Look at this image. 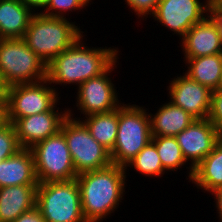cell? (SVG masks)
I'll list each match as a JSON object with an SVG mask.
<instances>
[{
	"label": "cell",
	"instance_id": "13",
	"mask_svg": "<svg viewBox=\"0 0 222 222\" xmlns=\"http://www.w3.org/2000/svg\"><path fill=\"white\" fill-rule=\"evenodd\" d=\"M55 105L50 111L19 119H7L15 128L18 142L22 148L30 149L61 130L68 115V108L60 110Z\"/></svg>",
	"mask_w": 222,
	"mask_h": 222
},
{
	"label": "cell",
	"instance_id": "11",
	"mask_svg": "<svg viewBox=\"0 0 222 222\" xmlns=\"http://www.w3.org/2000/svg\"><path fill=\"white\" fill-rule=\"evenodd\" d=\"M212 4L213 0L203 3L200 0H160L151 17L181 39L193 25L208 16Z\"/></svg>",
	"mask_w": 222,
	"mask_h": 222
},
{
	"label": "cell",
	"instance_id": "16",
	"mask_svg": "<svg viewBox=\"0 0 222 222\" xmlns=\"http://www.w3.org/2000/svg\"><path fill=\"white\" fill-rule=\"evenodd\" d=\"M14 185H38L31 149L22 148L0 161V188Z\"/></svg>",
	"mask_w": 222,
	"mask_h": 222
},
{
	"label": "cell",
	"instance_id": "15",
	"mask_svg": "<svg viewBox=\"0 0 222 222\" xmlns=\"http://www.w3.org/2000/svg\"><path fill=\"white\" fill-rule=\"evenodd\" d=\"M180 40L184 60L222 53L217 26L209 16L193 25Z\"/></svg>",
	"mask_w": 222,
	"mask_h": 222
},
{
	"label": "cell",
	"instance_id": "8",
	"mask_svg": "<svg viewBox=\"0 0 222 222\" xmlns=\"http://www.w3.org/2000/svg\"><path fill=\"white\" fill-rule=\"evenodd\" d=\"M30 149L38 183L76 179L71 154L61 130Z\"/></svg>",
	"mask_w": 222,
	"mask_h": 222
},
{
	"label": "cell",
	"instance_id": "21",
	"mask_svg": "<svg viewBox=\"0 0 222 222\" xmlns=\"http://www.w3.org/2000/svg\"><path fill=\"white\" fill-rule=\"evenodd\" d=\"M187 63L186 74L211 91L216 90L220 84L222 73V53L203 57L189 58L184 60Z\"/></svg>",
	"mask_w": 222,
	"mask_h": 222
},
{
	"label": "cell",
	"instance_id": "18",
	"mask_svg": "<svg viewBox=\"0 0 222 222\" xmlns=\"http://www.w3.org/2000/svg\"><path fill=\"white\" fill-rule=\"evenodd\" d=\"M152 136L175 137L185 130L195 118L171 101L162 104L156 113H149Z\"/></svg>",
	"mask_w": 222,
	"mask_h": 222
},
{
	"label": "cell",
	"instance_id": "7",
	"mask_svg": "<svg viewBox=\"0 0 222 222\" xmlns=\"http://www.w3.org/2000/svg\"><path fill=\"white\" fill-rule=\"evenodd\" d=\"M70 109L68 108L69 116L63 122L61 131L69 148L76 174L110 166L112 164L110 152L91 136L81 120L74 118L75 113Z\"/></svg>",
	"mask_w": 222,
	"mask_h": 222
},
{
	"label": "cell",
	"instance_id": "19",
	"mask_svg": "<svg viewBox=\"0 0 222 222\" xmlns=\"http://www.w3.org/2000/svg\"><path fill=\"white\" fill-rule=\"evenodd\" d=\"M34 14L21 0H0L1 38H23Z\"/></svg>",
	"mask_w": 222,
	"mask_h": 222
},
{
	"label": "cell",
	"instance_id": "1",
	"mask_svg": "<svg viewBox=\"0 0 222 222\" xmlns=\"http://www.w3.org/2000/svg\"><path fill=\"white\" fill-rule=\"evenodd\" d=\"M123 166H110L77 175L82 213L86 222H102L122 202L127 181Z\"/></svg>",
	"mask_w": 222,
	"mask_h": 222
},
{
	"label": "cell",
	"instance_id": "32",
	"mask_svg": "<svg viewBox=\"0 0 222 222\" xmlns=\"http://www.w3.org/2000/svg\"><path fill=\"white\" fill-rule=\"evenodd\" d=\"M211 193H212L211 195H214V199H215L214 202H216L215 207L217 208L216 211H218L217 213L219 214L218 218L220 217L219 220L221 219L220 222H222V187L216 190H213Z\"/></svg>",
	"mask_w": 222,
	"mask_h": 222
},
{
	"label": "cell",
	"instance_id": "2",
	"mask_svg": "<svg viewBox=\"0 0 222 222\" xmlns=\"http://www.w3.org/2000/svg\"><path fill=\"white\" fill-rule=\"evenodd\" d=\"M84 36L47 64V80L50 84H73L77 87L103 73L118 58V48H89L85 46Z\"/></svg>",
	"mask_w": 222,
	"mask_h": 222
},
{
	"label": "cell",
	"instance_id": "35",
	"mask_svg": "<svg viewBox=\"0 0 222 222\" xmlns=\"http://www.w3.org/2000/svg\"><path fill=\"white\" fill-rule=\"evenodd\" d=\"M213 3L218 7L222 9V0H213Z\"/></svg>",
	"mask_w": 222,
	"mask_h": 222
},
{
	"label": "cell",
	"instance_id": "23",
	"mask_svg": "<svg viewBox=\"0 0 222 222\" xmlns=\"http://www.w3.org/2000/svg\"><path fill=\"white\" fill-rule=\"evenodd\" d=\"M151 141L155 144L162 166L166 173L177 171L186 165L181 148L175 137L172 136H152ZM168 170V171H167Z\"/></svg>",
	"mask_w": 222,
	"mask_h": 222
},
{
	"label": "cell",
	"instance_id": "5",
	"mask_svg": "<svg viewBox=\"0 0 222 222\" xmlns=\"http://www.w3.org/2000/svg\"><path fill=\"white\" fill-rule=\"evenodd\" d=\"M47 79V65L23 38L0 40V81L4 88Z\"/></svg>",
	"mask_w": 222,
	"mask_h": 222
},
{
	"label": "cell",
	"instance_id": "28",
	"mask_svg": "<svg viewBox=\"0 0 222 222\" xmlns=\"http://www.w3.org/2000/svg\"><path fill=\"white\" fill-rule=\"evenodd\" d=\"M126 5L138 15V19L150 17L155 13L157 5L160 0H124Z\"/></svg>",
	"mask_w": 222,
	"mask_h": 222
},
{
	"label": "cell",
	"instance_id": "33",
	"mask_svg": "<svg viewBox=\"0 0 222 222\" xmlns=\"http://www.w3.org/2000/svg\"><path fill=\"white\" fill-rule=\"evenodd\" d=\"M7 123V113L5 101H0V128Z\"/></svg>",
	"mask_w": 222,
	"mask_h": 222
},
{
	"label": "cell",
	"instance_id": "4",
	"mask_svg": "<svg viewBox=\"0 0 222 222\" xmlns=\"http://www.w3.org/2000/svg\"><path fill=\"white\" fill-rule=\"evenodd\" d=\"M124 102L118 107L117 138L110 152L114 165L125 166L152 139L147 108Z\"/></svg>",
	"mask_w": 222,
	"mask_h": 222
},
{
	"label": "cell",
	"instance_id": "9",
	"mask_svg": "<svg viewBox=\"0 0 222 222\" xmlns=\"http://www.w3.org/2000/svg\"><path fill=\"white\" fill-rule=\"evenodd\" d=\"M54 87L46 79L5 88L4 101L7 119H19L40 114L59 105V93Z\"/></svg>",
	"mask_w": 222,
	"mask_h": 222
},
{
	"label": "cell",
	"instance_id": "6",
	"mask_svg": "<svg viewBox=\"0 0 222 222\" xmlns=\"http://www.w3.org/2000/svg\"><path fill=\"white\" fill-rule=\"evenodd\" d=\"M35 206L46 222H86L76 179L38 183Z\"/></svg>",
	"mask_w": 222,
	"mask_h": 222
},
{
	"label": "cell",
	"instance_id": "17",
	"mask_svg": "<svg viewBox=\"0 0 222 222\" xmlns=\"http://www.w3.org/2000/svg\"><path fill=\"white\" fill-rule=\"evenodd\" d=\"M38 185H14L0 188V222H14L36 203Z\"/></svg>",
	"mask_w": 222,
	"mask_h": 222
},
{
	"label": "cell",
	"instance_id": "25",
	"mask_svg": "<svg viewBox=\"0 0 222 222\" xmlns=\"http://www.w3.org/2000/svg\"><path fill=\"white\" fill-rule=\"evenodd\" d=\"M91 0H48L46 7L40 13L48 17L66 18L67 12L81 11L91 5ZM73 10V11H72ZM66 12V13H65ZM66 14V15H65Z\"/></svg>",
	"mask_w": 222,
	"mask_h": 222
},
{
	"label": "cell",
	"instance_id": "10",
	"mask_svg": "<svg viewBox=\"0 0 222 222\" xmlns=\"http://www.w3.org/2000/svg\"><path fill=\"white\" fill-rule=\"evenodd\" d=\"M118 59L119 57L103 73L86 80L76 88V107L83 116L110 112L122 104L118 99L119 93L109 77L117 67Z\"/></svg>",
	"mask_w": 222,
	"mask_h": 222
},
{
	"label": "cell",
	"instance_id": "31",
	"mask_svg": "<svg viewBox=\"0 0 222 222\" xmlns=\"http://www.w3.org/2000/svg\"><path fill=\"white\" fill-rule=\"evenodd\" d=\"M21 2L25 6L29 7L33 12H36V11H39L41 9H42L41 11H43V9L47 5L48 0H21Z\"/></svg>",
	"mask_w": 222,
	"mask_h": 222
},
{
	"label": "cell",
	"instance_id": "14",
	"mask_svg": "<svg viewBox=\"0 0 222 222\" xmlns=\"http://www.w3.org/2000/svg\"><path fill=\"white\" fill-rule=\"evenodd\" d=\"M169 81L168 97L174 105L179 106L195 119H206L211 108L212 91L189 78L186 74L175 76Z\"/></svg>",
	"mask_w": 222,
	"mask_h": 222
},
{
	"label": "cell",
	"instance_id": "27",
	"mask_svg": "<svg viewBox=\"0 0 222 222\" xmlns=\"http://www.w3.org/2000/svg\"><path fill=\"white\" fill-rule=\"evenodd\" d=\"M222 138V91L216 89L211 94V108L208 116Z\"/></svg>",
	"mask_w": 222,
	"mask_h": 222
},
{
	"label": "cell",
	"instance_id": "29",
	"mask_svg": "<svg viewBox=\"0 0 222 222\" xmlns=\"http://www.w3.org/2000/svg\"><path fill=\"white\" fill-rule=\"evenodd\" d=\"M14 222H46V221L42 217V213L39 211V209L36 206H34L29 211H26L23 214L19 215Z\"/></svg>",
	"mask_w": 222,
	"mask_h": 222
},
{
	"label": "cell",
	"instance_id": "24",
	"mask_svg": "<svg viewBox=\"0 0 222 222\" xmlns=\"http://www.w3.org/2000/svg\"><path fill=\"white\" fill-rule=\"evenodd\" d=\"M128 167H133L137 173L139 172L146 177H162L165 170L162 166L160 157L157 153L155 144L150 141L132 160L125 166L127 171Z\"/></svg>",
	"mask_w": 222,
	"mask_h": 222
},
{
	"label": "cell",
	"instance_id": "30",
	"mask_svg": "<svg viewBox=\"0 0 222 222\" xmlns=\"http://www.w3.org/2000/svg\"><path fill=\"white\" fill-rule=\"evenodd\" d=\"M208 16L215 22L222 43V9L214 3L210 6Z\"/></svg>",
	"mask_w": 222,
	"mask_h": 222
},
{
	"label": "cell",
	"instance_id": "26",
	"mask_svg": "<svg viewBox=\"0 0 222 222\" xmlns=\"http://www.w3.org/2000/svg\"><path fill=\"white\" fill-rule=\"evenodd\" d=\"M22 147L20 146L16 131L12 123L7 122L0 128V161L15 155Z\"/></svg>",
	"mask_w": 222,
	"mask_h": 222
},
{
	"label": "cell",
	"instance_id": "36",
	"mask_svg": "<svg viewBox=\"0 0 222 222\" xmlns=\"http://www.w3.org/2000/svg\"><path fill=\"white\" fill-rule=\"evenodd\" d=\"M218 90L222 91V73H221V80H220V84L217 88Z\"/></svg>",
	"mask_w": 222,
	"mask_h": 222
},
{
	"label": "cell",
	"instance_id": "20",
	"mask_svg": "<svg viewBox=\"0 0 222 222\" xmlns=\"http://www.w3.org/2000/svg\"><path fill=\"white\" fill-rule=\"evenodd\" d=\"M191 181L207 193L222 187V138L194 168Z\"/></svg>",
	"mask_w": 222,
	"mask_h": 222
},
{
	"label": "cell",
	"instance_id": "3",
	"mask_svg": "<svg viewBox=\"0 0 222 222\" xmlns=\"http://www.w3.org/2000/svg\"><path fill=\"white\" fill-rule=\"evenodd\" d=\"M75 23L68 18L48 17L36 12L23 39L47 65L84 35Z\"/></svg>",
	"mask_w": 222,
	"mask_h": 222
},
{
	"label": "cell",
	"instance_id": "12",
	"mask_svg": "<svg viewBox=\"0 0 222 222\" xmlns=\"http://www.w3.org/2000/svg\"><path fill=\"white\" fill-rule=\"evenodd\" d=\"M183 157L189 161V182L193 177L194 168L213 150L221 140L215 126L206 119H195L185 130L175 136ZM191 162V163H190Z\"/></svg>",
	"mask_w": 222,
	"mask_h": 222
},
{
	"label": "cell",
	"instance_id": "22",
	"mask_svg": "<svg viewBox=\"0 0 222 222\" xmlns=\"http://www.w3.org/2000/svg\"><path fill=\"white\" fill-rule=\"evenodd\" d=\"M81 119L91 136L109 152L113 150L118 132V108L106 113H95ZM83 119V120H82Z\"/></svg>",
	"mask_w": 222,
	"mask_h": 222
},
{
	"label": "cell",
	"instance_id": "34",
	"mask_svg": "<svg viewBox=\"0 0 222 222\" xmlns=\"http://www.w3.org/2000/svg\"><path fill=\"white\" fill-rule=\"evenodd\" d=\"M5 88L2 86L0 81V101H4Z\"/></svg>",
	"mask_w": 222,
	"mask_h": 222
}]
</instances>
